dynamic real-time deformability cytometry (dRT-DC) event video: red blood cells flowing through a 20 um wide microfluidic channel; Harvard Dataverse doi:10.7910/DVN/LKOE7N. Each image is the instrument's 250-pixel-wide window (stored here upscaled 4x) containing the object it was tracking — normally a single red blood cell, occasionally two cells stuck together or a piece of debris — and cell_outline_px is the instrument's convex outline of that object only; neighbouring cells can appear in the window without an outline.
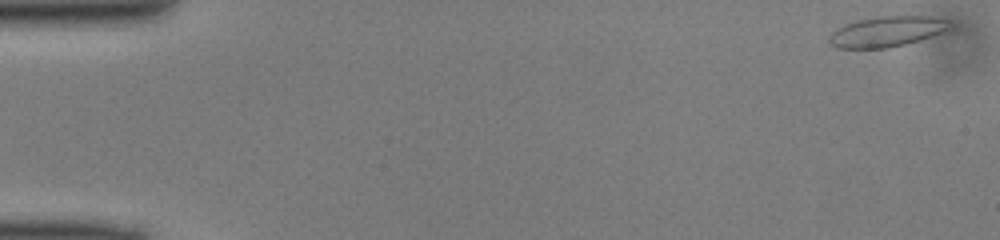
{"species": "common noctule bat (a hibernating species)", "species_latin": "Nyctalus noctula", "temperature_condition": "cold", "stored_images_in_passage": 48, "camera_frame_rate_fps": 3000, "um_per_image_px": 0.085, "animal": {"sex": "male", "body_mass_g": 13.0, "forearm_length_mm": 53.1}, "frame": {"image": 1, "passage_image": 1, "time_ms": 0.0, "image_size_px": [1000, 240], "cell_outline_px": [[952, 28], [932, 36], [920, 40], [888, 48], [836, 48], [828, 40], [828, 36], [832, 32], [844, 24], [860, 20], [880, 16], [932, 16], [948, 20], [952, 24]], "centroid_in_image_um": [75.41, 2.68], "position_along_channel_um": 9.6, "area_um2": 21.39}}
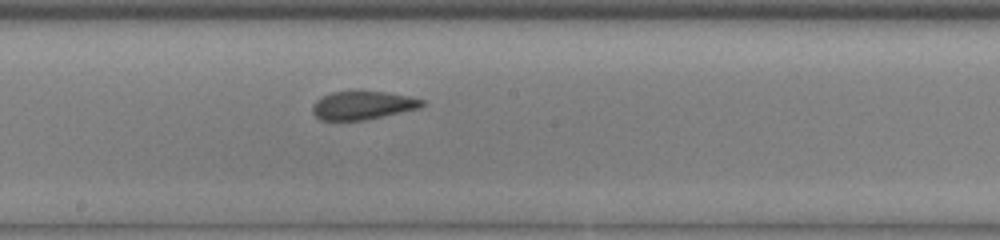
{"frame": {"image": 2, "passage_image": 26, "time_ms": 8.333, "image_size_px": [1000, 240], "cell_outline_px": [[424, 104], [420, 108], [368, 120], [320, 120], [312, 112], [312, 104], [316, 100], [332, 92], [384, 92], [408, 96], [424, 100]], "centroid_in_image_um": [30.83, 8.97], "position_along_channel_um": 217.4, "area_um2": 17.98}}
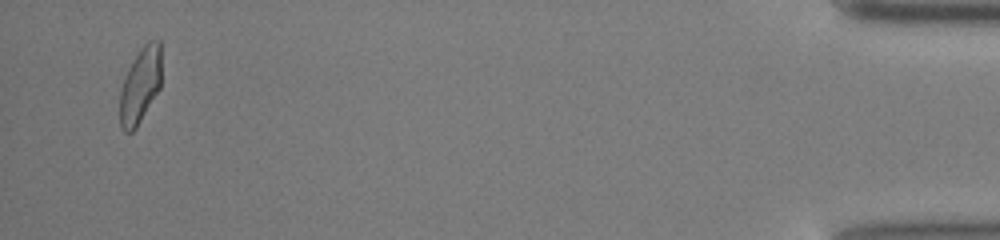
{"frame": {"image": 3, "passage_image": 47, "time_ms": 15.333, "image_size_px": [1000, 240], "cell_outline_px": [[160, 88], [136, 128], [132, 132], [124, 132], [120, 128], [120, 92], [124, 76], [128, 68], [140, 48], [148, 40], [160, 40]], "centroid_in_image_um": [11.9, 7.26], "position_along_channel_um": 423.3, "area_um2": 18.32}}